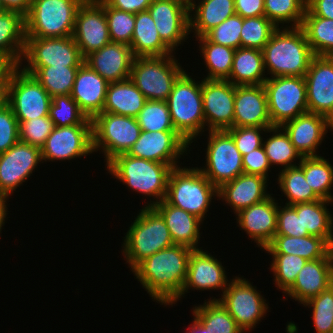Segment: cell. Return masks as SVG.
I'll use <instances>...</instances> for the list:
<instances>
[{
	"instance_id": "cell-1",
	"label": "cell",
	"mask_w": 333,
	"mask_h": 333,
	"mask_svg": "<svg viewBox=\"0 0 333 333\" xmlns=\"http://www.w3.org/2000/svg\"><path fill=\"white\" fill-rule=\"evenodd\" d=\"M192 250L174 244L150 255L131 271L153 299L170 305L182 292Z\"/></svg>"
},
{
	"instance_id": "cell-2",
	"label": "cell",
	"mask_w": 333,
	"mask_h": 333,
	"mask_svg": "<svg viewBox=\"0 0 333 333\" xmlns=\"http://www.w3.org/2000/svg\"><path fill=\"white\" fill-rule=\"evenodd\" d=\"M265 70L270 77H304L315 56L300 27L278 28L263 47Z\"/></svg>"
},
{
	"instance_id": "cell-3",
	"label": "cell",
	"mask_w": 333,
	"mask_h": 333,
	"mask_svg": "<svg viewBox=\"0 0 333 333\" xmlns=\"http://www.w3.org/2000/svg\"><path fill=\"white\" fill-rule=\"evenodd\" d=\"M106 166L108 173L131 190L158 199L150 201L146 207H153L165 199L168 177L173 169L170 165L136 158L125 153L113 158Z\"/></svg>"
},
{
	"instance_id": "cell-4",
	"label": "cell",
	"mask_w": 333,
	"mask_h": 333,
	"mask_svg": "<svg viewBox=\"0 0 333 333\" xmlns=\"http://www.w3.org/2000/svg\"><path fill=\"white\" fill-rule=\"evenodd\" d=\"M129 228L123 255L132 270L150 255L174 245L165 220L154 207H144Z\"/></svg>"
},
{
	"instance_id": "cell-5",
	"label": "cell",
	"mask_w": 333,
	"mask_h": 333,
	"mask_svg": "<svg viewBox=\"0 0 333 333\" xmlns=\"http://www.w3.org/2000/svg\"><path fill=\"white\" fill-rule=\"evenodd\" d=\"M195 82L184 71L174 82L166 100L175 130L190 145L205 127L202 81L199 84Z\"/></svg>"
},
{
	"instance_id": "cell-6",
	"label": "cell",
	"mask_w": 333,
	"mask_h": 333,
	"mask_svg": "<svg viewBox=\"0 0 333 333\" xmlns=\"http://www.w3.org/2000/svg\"><path fill=\"white\" fill-rule=\"evenodd\" d=\"M218 196V188L199 168H173L167 182L165 200L199 219H204L212 197Z\"/></svg>"
},
{
	"instance_id": "cell-7",
	"label": "cell",
	"mask_w": 333,
	"mask_h": 333,
	"mask_svg": "<svg viewBox=\"0 0 333 333\" xmlns=\"http://www.w3.org/2000/svg\"><path fill=\"white\" fill-rule=\"evenodd\" d=\"M84 0H33L25 15L26 37L73 36L75 16Z\"/></svg>"
},
{
	"instance_id": "cell-8",
	"label": "cell",
	"mask_w": 333,
	"mask_h": 333,
	"mask_svg": "<svg viewBox=\"0 0 333 333\" xmlns=\"http://www.w3.org/2000/svg\"><path fill=\"white\" fill-rule=\"evenodd\" d=\"M174 55L135 57L130 80L147 100L166 101L174 82L185 71Z\"/></svg>"
},
{
	"instance_id": "cell-9",
	"label": "cell",
	"mask_w": 333,
	"mask_h": 333,
	"mask_svg": "<svg viewBox=\"0 0 333 333\" xmlns=\"http://www.w3.org/2000/svg\"><path fill=\"white\" fill-rule=\"evenodd\" d=\"M136 118L101 112L92 119L93 151L102 149L106 165L128 153L141 134Z\"/></svg>"
},
{
	"instance_id": "cell-10",
	"label": "cell",
	"mask_w": 333,
	"mask_h": 333,
	"mask_svg": "<svg viewBox=\"0 0 333 333\" xmlns=\"http://www.w3.org/2000/svg\"><path fill=\"white\" fill-rule=\"evenodd\" d=\"M272 126H282L308 112L304 77H268L263 84Z\"/></svg>"
},
{
	"instance_id": "cell-11",
	"label": "cell",
	"mask_w": 333,
	"mask_h": 333,
	"mask_svg": "<svg viewBox=\"0 0 333 333\" xmlns=\"http://www.w3.org/2000/svg\"><path fill=\"white\" fill-rule=\"evenodd\" d=\"M19 69L17 65L9 76L5 102L18 121L48 116L52 97L33 75Z\"/></svg>"
},
{
	"instance_id": "cell-12",
	"label": "cell",
	"mask_w": 333,
	"mask_h": 333,
	"mask_svg": "<svg viewBox=\"0 0 333 333\" xmlns=\"http://www.w3.org/2000/svg\"><path fill=\"white\" fill-rule=\"evenodd\" d=\"M206 149V168L199 170L219 188L244 173L242 155L232 136L226 131H209Z\"/></svg>"
},
{
	"instance_id": "cell-13",
	"label": "cell",
	"mask_w": 333,
	"mask_h": 333,
	"mask_svg": "<svg viewBox=\"0 0 333 333\" xmlns=\"http://www.w3.org/2000/svg\"><path fill=\"white\" fill-rule=\"evenodd\" d=\"M209 300H218L243 331L256 327L269 308L254 286L241 277H235L229 282L222 299Z\"/></svg>"
},
{
	"instance_id": "cell-14",
	"label": "cell",
	"mask_w": 333,
	"mask_h": 333,
	"mask_svg": "<svg viewBox=\"0 0 333 333\" xmlns=\"http://www.w3.org/2000/svg\"><path fill=\"white\" fill-rule=\"evenodd\" d=\"M23 60L28 62L26 67H79L84 62L80 49L72 36L26 37L22 59L18 66H21Z\"/></svg>"
},
{
	"instance_id": "cell-15",
	"label": "cell",
	"mask_w": 333,
	"mask_h": 333,
	"mask_svg": "<svg viewBox=\"0 0 333 333\" xmlns=\"http://www.w3.org/2000/svg\"><path fill=\"white\" fill-rule=\"evenodd\" d=\"M72 37L83 58L111 42L105 10L97 0L79 6Z\"/></svg>"
},
{
	"instance_id": "cell-16",
	"label": "cell",
	"mask_w": 333,
	"mask_h": 333,
	"mask_svg": "<svg viewBox=\"0 0 333 333\" xmlns=\"http://www.w3.org/2000/svg\"><path fill=\"white\" fill-rule=\"evenodd\" d=\"M93 151L92 124L56 127L41 148L42 160H71Z\"/></svg>"
},
{
	"instance_id": "cell-17",
	"label": "cell",
	"mask_w": 333,
	"mask_h": 333,
	"mask_svg": "<svg viewBox=\"0 0 333 333\" xmlns=\"http://www.w3.org/2000/svg\"><path fill=\"white\" fill-rule=\"evenodd\" d=\"M235 85L228 80L202 79L205 124L209 131L233 128Z\"/></svg>"
},
{
	"instance_id": "cell-18",
	"label": "cell",
	"mask_w": 333,
	"mask_h": 333,
	"mask_svg": "<svg viewBox=\"0 0 333 333\" xmlns=\"http://www.w3.org/2000/svg\"><path fill=\"white\" fill-rule=\"evenodd\" d=\"M188 145L190 144L177 131L142 130L140 137L127 154L176 168L179 167L177 160L180 155L187 152Z\"/></svg>"
},
{
	"instance_id": "cell-19",
	"label": "cell",
	"mask_w": 333,
	"mask_h": 333,
	"mask_svg": "<svg viewBox=\"0 0 333 333\" xmlns=\"http://www.w3.org/2000/svg\"><path fill=\"white\" fill-rule=\"evenodd\" d=\"M304 78L308 112L325 116L333 123V57L315 55Z\"/></svg>"
},
{
	"instance_id": "cell-20",
	"label": "cell",
	"mask_w": 333,
	"mask_h": 333,
	"mask_svg": "<svg viewBox=\"0 0 333 333\" xmlns=\"http://www.w3.org/2000/svg\"><path fill=\"white\" fill-rule=\"evenodd\" d=\"M161 40L174 52L188 37L189 6L181 0H153L147 9Z\"/></svg>"
},
{
	"instance_id": "cell-21",
	"label": "cell",
	"mask_w": 333,
	"mask_h": 333,
	"mask_svg": "<svg viewBox=\"0 0 333 333\" xmlns=\"http://www.w3.org/2000/svg\"><path fill=\"white\" fill-rule=\"evenodd\" d=\"M41 161V149L22 141L0 153V192L9 197Z\"/></svg>"
},
{
	"instance_id": "cell-22",
	"label": "cell",
	"mask_w": 333,
	"mask_h": 333,
	"mask_svg": "<svg viewBox=\"0 0 333 333\" xmlns=\"http://www.w3.org/2000/svg\"><path fill=\"white\" fill-rule=\"evenodd\" d=\"M233 127H273L263 85H235Z\"/></svg>"
},
{
	"instance_id": "cell-23",
	"label": "cell",
	"mask_w": 333,
	"mask_h": 333,
	"mask_svg": "<svg viewBox=\"0 0 333 333\" xmlns=\"http://www.w3.org/2000/svg\"><path fill=\"white\" fill-rule=\"evenodd\" d=\"M302 157L318 156L316 150L333 123L325 116L306 112L281 126Z\"/></svg>"
},
{
	"instance_id": "cell-24",
	"label": "cell",
	"mask_w": 333,
	"mask_h": 333,
	"mask_svg": "<svg viewBox=\"0 0 333 333\" xmlns=\"http://www.w3.org/2000/svg\"><path fill=\"white\" fill-rule=\"evenodd\" d=\"M228 282V283H227ZM229 281L225 269L219 260L200 249L192 250L188 261L187 278L181 294L171 303L175 304L188 289H221L224 293Z\"/></svg>"
},
{
	"instance_id": "cell-25",
	"label": "cell",
	"mask_w": 333,
	"mask_h": 333,
	"mask_svg": "<svg viewBox=\"0 0 333 333\" xmlns=\"http://www.w3.org/2000/svg\"><path fill=\"white\" fill-rule=\"evenodd\" d=\"M135 56L125 43L110 42L101 49L84 58L91 69L95 70L108 83L120 82L130 78Z\"/></svg>"
},
{
	"instance_id": "cell-26",
	"label": "cell",
	"mask_w": 333,
	"mask_h": 333,
	"mask_svg": "<svg viewBox=\"0 0 333 333\" xmlns=\"http://www.w3.org/2000/svg\"><path fill=\"white\" fill-rule=\"evenodd\" d=\"M271 194L268 198L240 210L237 223L260 249H264L276 235L278 203Z\"/></svg>"
},
{
	"instance_id": "cell-27",
	"label": "cell",
	"mask_w": 333,
	"mask_h": 333,
	"mask_svg": "<svg viewBox=\"0 0 333 333\" xmlns=\"http://www.w3.org/2000/svg\"><path fill=\"white\" fill-rule=\"evenodd\" d=\"M108 84L86 63L79 66L70 95L87 118L93 119L103 111Z\"/></svg>"
},
{
	"instance_id": "cell-28",
	"label": "cell",
	"mask_w": 333,
	"mask_h": 333,
	"mask_svg": "<svg viewBox=\"0 0 333 333\" xmlns=\"http://www.w3.org/2000/svg\"><path fill=\"white\" fill-rule=\"evenodd\" d=\"M333 285L332 258L307 261L294 284L285 292L299 303H306Z\"/></svg>"
},
{
	"instance_id": "cell-29",
	"label": "cell",
	"mask_w": 333,
	"mask_h": 333,
	"mask_svg": "<svg viewBox=\"0 0 333 333\" xmlns=\"http://www.w3.org/2000/svg\"><path fill=\"white\" fill-rule=\"evenodd\" d=\"M267 178L242 173L234 180L222 184L218 188V196L238 213L240 210L259 203L270 195L267 191Z\"/></svg>"
},
{
	"instance_id": "cell-30",
	"label": "cell",
	"mask_w": 333,
	"mask_h": 333,
	"mask_svg": "<svg viewBox=\"0 0 333 333\" xmlns=\"http://www.w3.org/2000/svg\"><path fill=\"white\" fill-rule=\"evenodd\" d=\"M153 207L165 220L174 244L187 246L193 250L200 249L197 244L200 240V224L204 220L169 204L165 199Z\"/></svg>"
},
{
	"instance_id": "cell-31",
	"label": "cell",
	"mask_w": 333,
	"mask_h": 333,
	"mask_svg": "<svg viewBox=\"0 0 333 333\" xmlns=\"http://www.w3.org/2000/svg\"><path fill=\"white\" fill-rule=\"evenodd\" d=\"M264 250L270 254L297 255L307 261L332 258L330 244L324 238L311 235L304 237L275 235Z\"/></svg>"
},
{
	"instance_id": "cell-32",
	"label": "cell",
	"mask_w": 333,
	"mask_h": 333,
	"mask_svg": "<svg viewBox=\"0 0 333 333\" xmlns=\"http://www.w3.org/2000/svg\"><path fill=\"white\" fill-rule=\"evenodd\" d=\"M194 10L195 14H190ZM235 14L234 0H201L198 5L194 2L189 6V32L193 29L196 39L205 36Z\"/></svg>"
},
{
	"instance_id": "cell-33",
	"label": "cell",
	"mask_w": 333,
	"mask_h": 333,
	"mask_svg": "<svg viewBox=\"0 0 333 333\" xmlns=\"http://www.w3.org/2000/svg\"><path fill=\"white\" fill-rule=\"evenodd\" d=\"M147 99L129 79L108 84L102 112L136 118Z\"/></svg>"
},
{
	"instance_id": "cell-34",
	"label": "cell",
	"mask_w": 333,
	"mask_h": 333,
	"mask_svg": "<svg viewBox=\"0 0 333 333\" xmlns=\"http://www.w3.org/2000/svg\"><path fill=\"white\" fill-rule=\"evenodd\" d=\"M130 47L135 57L173 54V51L161 40L148 10L135 14V29Z\"/></svg>"
},
{
	"instance_id": "cell-35",
	"label": "cell",
	"mask_w": 333,
	"mask_h": 333,
	"mask_svg": "<svg viewBox=\"0 0 333 333\" xmlns=\"http://www.w3.org/2000/svg\"><path fill=\"white\" fill-rule=\"evenodd\" d=\"M265 68L263 52L256 48L240 47L235 50L232 68L226 79L233 85H263Z\"/></svg>"
},
{
	"instance_id": "cell-36",
	"label": "cell",
	"mask_w": 333,
	"mask_h": 333,
	"mask_svg": "<svg viewBox=\"0 0 333 333\" xmlns=\"http://www.w3.org/2000/svg\"><path fill=\"white\" fill-rule=\"evenodd\" d=\"M26 40L25 16L16 11L0 13V54L19 65Z\"/></svg>"
},
{
	"instance_id": "cell-37",
	"label": "cell",
	"mask_w": 333,
	"mask_h": 333,
	"mask_svg": "<svg viewBox=\"0 0 333 333\" xmlns=\"http://www.w3.org/2000/svg\"><path fill=\"white\" fill-rule=\"evenodd\" d=\"M330 202L319 199L292 205L297 213H301L302 233L324 238L329 244L333 239V219L326 203Z\"/></svg>"
},
{
	"instance_id": "cell-38",
	"label": "cell",
	"mask_w": 333,
	"mask_h": 333,
	"mask_svg": "<svg viewBox=\"0 0 333 333\" xmlns=\"http://www.w3.org/2000/svg\"><path fill=\"white\" fill-rule=\"evenodd\" d=\"M78 69L66 66L22 68L24 72L33 75L51 97L71 94Z\"/></svg>"
},
{
	"instance_id": "cell-39",
	"label": "cell",
	"mask_w": 333,
	"mask_h": 333,
	"mask_svg": "<svg viewBox=\"0 0 333 333\" xmlns=\"http://www.w3.org/2000/svg\"><path fill=\"white\" fill-rule=\"evenodd\" d=\"M300 28L314 55L333 57V19L315 16L306 8Z\"/></svg>"
},
{
	"instance_id": "cell-40",
	"label": "cell",
	"mask_w": 333,
	"mask_h": 333,
	"mask_svg": "<svg viewBox=\"0 0 333 333\" xmlns=\"http://www.w3.org/2000/svg\"><path fill=\"white\" fill-rule=\"evenodd\" d=\"M304 171L306 181L320 198L333 201L330 192L333 185V167L322 156L303 157L298 164Z\"/></svg>"
},
{
	"instance_id": "cell-41",
	"label": "cell",
	"mask_w": 333,
	"mask_h": 333,
	"mask_svg": "<svg viewBox=\"0 0 333 333\" xmlns=\"http://www.w3.org/2000/svg\"><path fill=\"white\" fill-rule=\"evenodd\" d=\"M193 315L207 329V333L244 332L218 300L195 306Z\"/></svg>"
},
{
	"instance_id": "cell-42",
	"label": "cell",
	"mask_w": 333,
	"mask_h": 333,
	"mask_svg": "<svg viewBox=\"0 0 333 333\" xmlns=\"http://www.w3.org/2000/svg\"><path fill=\"white\" fill-rule=\"evenodd\" d=\"M208 75L204 79L226 80L232 68L235 49L210 42L205 36L197 37Z\"/></svg>"
},
{
	"instance_id": "cell-43",
	"label": "cell",
	"mask_w": 333,
	"mask_h": 333,
	"mask_svg": "<svg viewBox=\"0 0 333 333\" xmlns=\"http://www.w3.org/2000/svg\"><path fill=\"white\" fill-rule=\"evenodd\" d=\"M278 176L280 189L288 199L286 205L312 202L320 199L309 186L304 171L299 165L282 169Z\"/></svg>"
},
{
	"instance_id": "cell-44",
	"label": "cell",
	"mask_w": 333,
	"mask_h": 333,
	"mask_svg": "<svg viewBox=\"0 0 333 333\" xmlns=\"http://www.w3.org/2000/svg\"><path fill=\"white\" fill-rule=\"evenodd\" d=\"M266 132H273L272 136L263 142L270 165H282L284 169L297 166L294 164V160L296 158L301 160L303 157L291 143L285 130L281 126H273Z\"/></svg>"
},
{
	"instance_id": "cell-45",
	"label": "cell",
	"mask_w": 333,
	"mask_h": 333,
	"mask_svg": "<svg viewBox=\"0 0 333 333\" xmlns=\"http://www.w3.org/2000/svg\"><path fill=\"white\" fill-rule=\"evenodd\" d=\"M305 11V0H264L265 16L278 28L279 23L290 22L291 27H300Z\"/></svg>"
},
{
	"instance_id": "cell-46",
	"label": "cell",
	"mask_w": 333,
	"mask_h": 333,
	"mask_svg": "<svg viewBox=\"0 0 333 333\" xmlns=\"http://www.w3.org/2000/svg\"><path fill=\"white\" fill-rule=\"evenodd\" d=\"M48 116L56 127L92 124V119L87 118L71 95L52 97Z\"/></svg>"
},
{
	"instance_id": "cell-47",
	"label": "cell",
	"mask_w": 333,
	"mask_h": 333,
	"mask_svg": "<svg viewBox=\"0 0 333 333\" xmlns=\"http://www.w3.org/2000/svg\"><path fill=\"white\" fill-rule=\"evenodd\" d=\"M136 120L141 130L147 132L176 131L166 101L147 100Z\"/></svg>"
},
{
	"instance_id": "cell-48",
	"label": "cell",
	"mask_w": 333,
	"mask_h": 333,
	"mask_svg": "<svg viewBox=\"0 0 333 333\" xmlns=\"http://www.w3.org/2000/svg\"><path fill=\"white\" fill-rule=\"evenodd\" d=\"M278 27L265 15L243 18L241 47L262 50Z\"/></svg>"
},
{
	"instance_id": "cell-49",
	"label": "cell",
	"mask_w": 333,
	"mask_h": 333,
	"mask_svg": "<svg viewBox=\"0 0 333 333\" xmlns=\"http://www.w3.org/2000/svg\"><path fill=\"white\" fill-rule=\"evenodd\" d=\"M104 8L111 42L125 43L130 46L135 29V14L108 6L97 0Z\"/></svg>"
},
{
	"instance_id": "cell-50",
	"label": "cell",
	"mask_w": 333,
	"mask_h": 333,
	"mask_svg": "<svg viewBox=\"0 0 333 333\" xmlns=\"http://www.w3.org/2000/svg\"><path fill=\"white\" fill-rule=\"evenodd\" d=\"M273 257L271 270L274 273L277 289L285 293L295 282L299 271L307 260L293 254H271Z\"/></svg>"
},
{
	"instance_id": "cell-51",
	"label": "cell",
	"mask_w": 333,
	"mask_h": 333,
	"mask_svg": "<svg viewBox=\"0 0 333 333\" xmlns=\"http://www.w3.org/2000/svg\"><path fill=\"white\" fill-rule=\"evenodd\" d=\"M304 306H310L317 333H333V285L311 298Z\"/></svg>"
},
{
	"instance_id": "cell-52",
	"label": "cell",
	"mask_w": 333,
	"mask_h": 333,
	"mask_svg": "<svg viewBox=\"0 0 333 333\" xmlns=\"http://www.w3.org/2000/svg\"><path fill=\"white\" fill-rule=\"evenodd\" d=\"M242 24L243 18L235 14L210 30L205 37L210 42L228 46L236 50L241 47L240 32L242 30Z\"/></svg>"
},
{
	"instance_id": "cell-53",
	"label": "cell",
	"mask_w": 333,
	"mask_h": 333,
	"mask_svg": "<svg viewBox=\"0 0 333 333\" xmlns=\"http://www.w3.org/2000/svg\"><path fill=\"white\" fill-rule=\"evenodd\" d=\"M19 122V141L42 148L55 128L49 116Z\"/></svg>"
},
{
	"instance_id": "cell-54",
	"label": "cell",
	"mask_w": 333,
	"mask_h": 333,
	"mask_svg": "<svg viewBox=\"0 0 333 333\" xmlns=\"http://www.w3.org/2000/svg\"><path fill=\"white\" fill-rule=\"evenodd\" d=\"M19 141V122L10 106H0V153L6 152Z\"/></svg>"
},
{
	"instance_id": "cell-55",
	"label": "cell",
	"mask_w": 333,
	"mask_h": 333,
	"mask_svg": "<svg viewBox=\"0 0 333 333\" xmlns=\"http://www.w3.org/2000/svg\"><path fill=\"white\" fill-rule=\"evenodd\" d=\"M268 128L262 127H233L226 131L232 136L234 143L241 153H247L261 147L263 145V138L260 135L261 131H267Z\"/></svg>"
},
{
	"instance_id": "cell-56",
	"label": "cell",
	"mask_w": 333,
	"mask_h": 333,
	"mask_svg": "<svg viewBox=\"0 0 333 333\" xmlns=\"http://www.w3.org/2000/svg\"><path fill=\"white\" fill-rule=\"evenodd\" d=\"M276 235L309 236V233H302L301 213H297L292 205L278 206Z\"/></svg>"
},
{
	"instance_id": "cell-57",
	"label": "cell",
	"mask_w": 333,
	"mask_h": 333,
	"mask_svg": "<svg viewBox=\"0 0 333 333\" xmlns=\"http://www.w3.org/2000/svg\"><path fill=\"white\" fill-rule=\"evenodd\" d=\"M244 173L268 178L271 168L263 145L242 156Z\"/></svg>"
},
{
	"instance_id": "cell-58",
	"label": "cell",
	"mask_w": 333,
	"mask_h": 333,
	"mask_svg": "<svg viewBox=\"0 0 333 333\" xmlns=\"http://www.w3.org/2000/svg\"><path fill=\"white\" fill-rule=\"evenodd\" d=\"M235 12L242 18L265 15L264 0H234Z\"/></svg>"
},
{
	"instance_id": "cell-59",
	"label": "cell",
	"mask_w": 333,
	"mask_h": 333,
	"mask_svg": "<svg viewBox=\"0 0 333 333\" xmlns=\"http://www.w3.org/2000/svg\"><path fill=\"white\" fill-rule=\"evenodd\" d=\"M108 6L132 14L145 11L153 0H103Z\"/></svg>"
},
{
	"instance_id": "cell-60",
	"label": "cell",
	"mask_w": 333,
	"mask_h": 333,
	"mask_svg": "<svg viewBox=\"0 0 333 333\" xmlns=\"http://www.w3.org/2000/svg\"><path fill=\"white\" fill-rule=\"evenodd\" d=\"M306 8L315 16L333 19V0H307Z\"/></svg>"
},
{
	"instance_id": "cell-61",
	"label": "cell",
	"mask_w": 333,
	"mask_h": 333,
	"mask_svg": "<svg viewBox=\"0 0 333 333\" xmlns=\"http://www.w3.org/2000/svg\"><path fill=\"white\" fill-rule=\"evenodd\" d=\"M16 66L11 59L0 54V95H6L9 76Z\"/></svg>"
},
{
	"instance_id": "cell-62",
	"label": "cell",
	"mask_w": 333,
	"mask_h": 333,
	"mask_svg": "<svg viewBox=\"0 0 333 333\" xmlns=\"http://www.w3.org/2000/svg\"><path fill=\"white\" fill-rule=\"evenodd\" d=\"M6 10L22 13L24 16L28 13L33 0H1Z\"/></svg>"
},
{
	"instance_id": "cell-63",
	"label": "cell",
	"mask_w": 333,
	"mask_h": 333,
	"mask_svg": "<svg viewBox=\"0 0 333 333\" xmlns=\"http://www.w3.org/2000/svg\"><path fill=\"white\" fill-rule=\"evenodd\" d=\"M8 199V196L0 192V232L2 229L3 224L5 223V218L7 216V205L6 200Z\"/></svg>"
},
{
	"instance_id": "cell-64",
	"label": "cell",
	"mask_w": 333,
	"mask_h": 333,
	"mask_svg": "<svg viewBox=\"0 0 333 333\" xmlns=\"http://www.w3.org/2000/svg\"><path fill=\"white\" fill-rule=\"evenodd\" d=\"M186 333H207V329L194 317L193 324L190 325Z\"/></svg>"
},
{
	"instance_id": "cell-65",
	"label": "cell",
	"mask_w": 333,
	"mask_h": 333,
	"mask_svg": "<svg viewBox=\"0 0 333 333\" xmlns=\"http://www.w3.org/2000/svg\"><path fill=\"white\" fill-rule=\"evenodd\" d=\"M6 10L4 4L2 3V1L0 0V13H4Z\"/></svg>"
},
{
	"instance_id": "cell-66",
	"label": "cell",
	"mask_w": 333,
	"mask_h": 333,
	"mask_svg": "<svg viewBox=\"0 0 333 333\" xmlns=\"http://www.w3.org/2000/svg\"><path fill=\"white\" fill-rule=\"evenodd\" d=\"M330 254H331L332 262H333V239H332L331 244H330Z\"/></svg>"
},
{
	"instance_id": "cell-67",
	"label": "cell",
	"mask_w": 333,
	"mask_h": 333,
	"mask_svg": "<svg viewBox=\"0 0 333 333\" xmlns=\"http://www.w3.org/2000/svg\"><path fill=\"white\" fill-rule=\"evenodd\" d=\"M5 96H6V95H0V106H1L2 103L5 101Z\"/></svg>"
},
{
	"instance_id": "cell-68",
	"label": "cell",
	"mask_w": 333,
	"mask_h": 333,
	"mask_svg": "<svg viewBox=\"0 0 333 333\" xmlns=\"http://www.w3.org/2000/svg\"><path fill=\"white\" fill-rule=\"evenodd\" d=\"M194 2H195L194 0H187L188 6H190Z\"/></svg>"
}]
</instances>
